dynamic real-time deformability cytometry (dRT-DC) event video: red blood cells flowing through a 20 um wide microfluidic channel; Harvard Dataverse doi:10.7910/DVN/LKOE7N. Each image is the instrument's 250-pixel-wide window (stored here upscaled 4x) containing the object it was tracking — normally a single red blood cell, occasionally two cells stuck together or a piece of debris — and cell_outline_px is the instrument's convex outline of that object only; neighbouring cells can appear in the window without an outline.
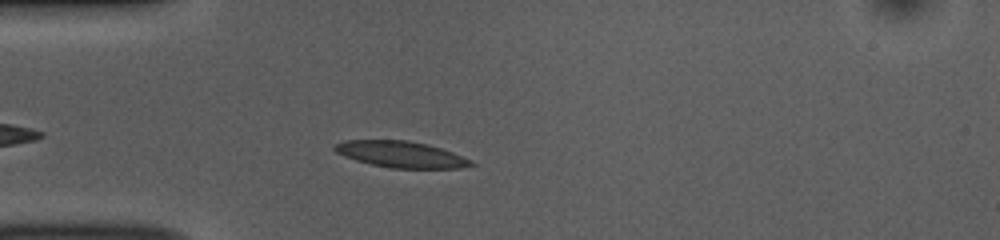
{"species": "common noctule bat (a hibernating species)", "species_latin": "Nyctalus noctula", "temperature_condition": "room temperature", "stored_images_in_passage": 43, "camera_frame_rate_fps": 3000, "um_per_image_px": 0.085, "animal": {"sex": "female", "body_mass_g": 10.0, "forearm_length_mm": 53.1}, "frame": {"image": 1, "passage_image": 5, "time_ms": 1.333, "image_size_px": [1000, 240], "cell_outline_px": [[476, 164], [460, 168], [392, 168], [372, 164], [356, 160], [344, 156], [336, 152], [332, 148], [336, 144], [344, 140], [408, 140], [428, 144], [452, 152], [472, 160]], "centroid_in_image_um": [34.08, 13.11], "position_along_channel_um": 50.9, "area_um2": 20.81}}
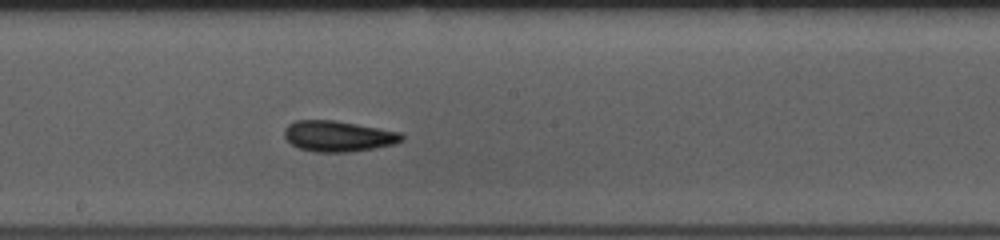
{"frame": {"image": 2, "passage_image": 19, "time_ms": 6.0, "image_size_px": [1000, 240], "cell_outline_px": [[404, 140], [396, 144], [376, 148], [348, 152], [316, 152], [300, 148], [292, 144], [284, 136], [284, 128], [288, 124], [296, 120], [332, 120], [356, 124], [400, 132], [404, 136]], "centroid_in_image_um": [28.76, 11.58], "position_along_channel_um": 219.4, "area_um2": 21.04}}
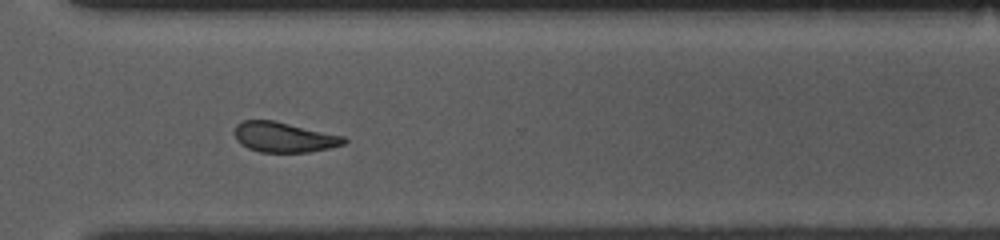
{"frame": {"image": 3, "passage_image": 29, "time_ms": 9.333, "image_size_px": [1000, 240], "cell_outline_px": [[348, 140], [344, 144], [328, 148], [308, 152], [260, 152], [248, 148], [240, 144], [236, 140], [236, 124], [244, 120], [272, 120], [344, 136]], "centroid_in_image_um": [24.13, 11.66], "position_along_channel_um": 346.5, "area_um2": 19.02}, "authors_computed_cell_mechanics": {"area_um2": 20.4612, "velocity_mm_per_s": 3.8111, "shape_relaxation_time_tau1_ms": 4.2193, "shape_relaxation_time_tau2_ms": 3.2418, "deformation_change_tau1": 0.1018, "deformation_change_tau2": 0.0956}}